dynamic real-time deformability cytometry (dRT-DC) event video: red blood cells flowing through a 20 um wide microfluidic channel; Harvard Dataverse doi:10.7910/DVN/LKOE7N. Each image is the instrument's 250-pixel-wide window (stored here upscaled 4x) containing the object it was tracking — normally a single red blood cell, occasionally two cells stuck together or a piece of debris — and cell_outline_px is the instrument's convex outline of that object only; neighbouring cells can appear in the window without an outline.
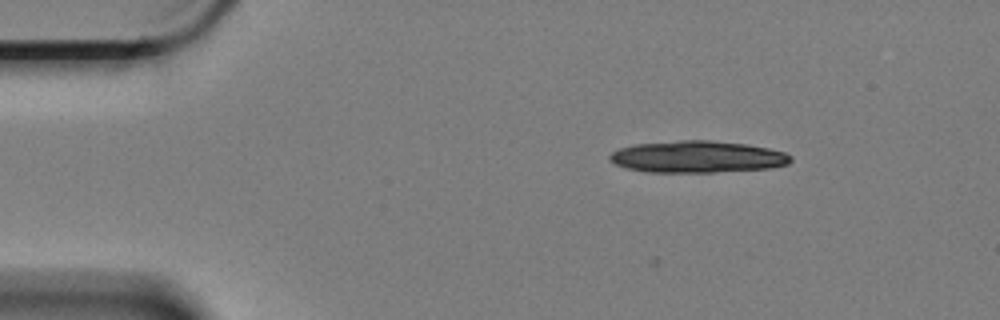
{"species": "Egyptian fruit bat (a non-hibernating species)", "species_latin": "Rousettus aegyptiacus", "temperature_condition": "cold", "stored_images_in_passage": 8, "camera_frame_rate_fps": 3000, "um_per_image_px": 0.085, "animal": {"sex": "female"}, "frame": {"image": 1, "passage_image": 2, "time_ms": 0.333, "image_size_px": [1000, 320], "cell_outline_px": [[792, 160], [788, 164], [772, 168], [716, 172], [644, 172], [624, 168], [608, 160], [608, 156], [612, 152], [620, 148], [636, 144], [680, 140], [708, 140], [748, 144], [768, 148], [784, 152], [792, 156]], "centroid_in_image_um": [59.27, 13.33], "position_along_channel_um": 25.7, "area_um2": 33.81}}
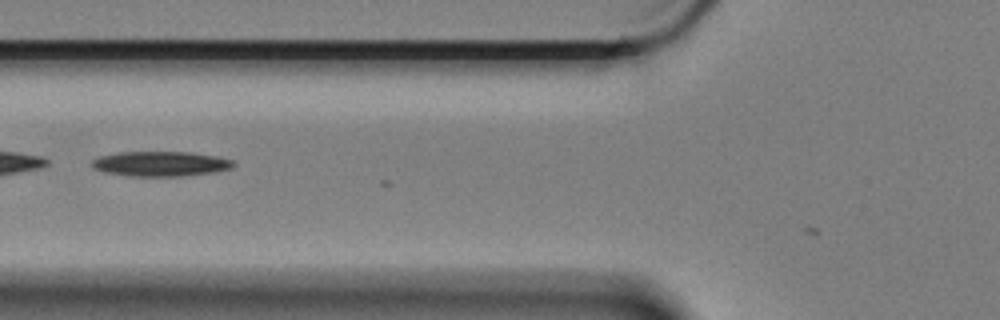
{"frame": {"image": 2, "passage_image": 6, "time_ms": 1.667, "image_size_px": [1000, 320], "cell_outline_px": [[236, 164], [232, 168], [212, 172], [180, 176], [128, 176], [104, 172], [92, 168], [92, 160], [100, 156], [120, 152], [192, 152], [216, 156], [232, 160]], "centroid_in_image_um": [13.64, 13.92], "position_along_channel_um": 112.2, "area_um2": 20.52}}
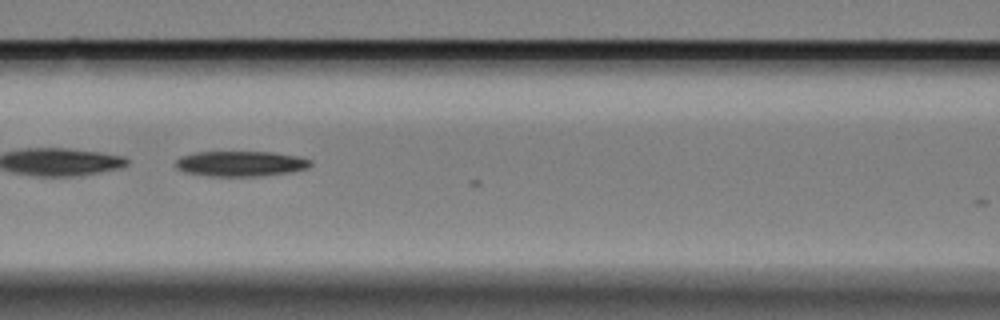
{"frame": {"image": 3, "passage_image": 7, "time_ms": 2.0, "image_size_px": [1000, 320], "cell_outline_px": [[312, 164], [308, 168], [292, 172], [264, 176], [208, 176], [184, 172], [176, 168], [172, 164], [180, 156], [192, 152], [272, 152], [296, 156], [312, 160]], "centroid_in_image_um": [20.41, 13.91], "position_along_channel_um": 146.2, "area_um2": 20.23}}